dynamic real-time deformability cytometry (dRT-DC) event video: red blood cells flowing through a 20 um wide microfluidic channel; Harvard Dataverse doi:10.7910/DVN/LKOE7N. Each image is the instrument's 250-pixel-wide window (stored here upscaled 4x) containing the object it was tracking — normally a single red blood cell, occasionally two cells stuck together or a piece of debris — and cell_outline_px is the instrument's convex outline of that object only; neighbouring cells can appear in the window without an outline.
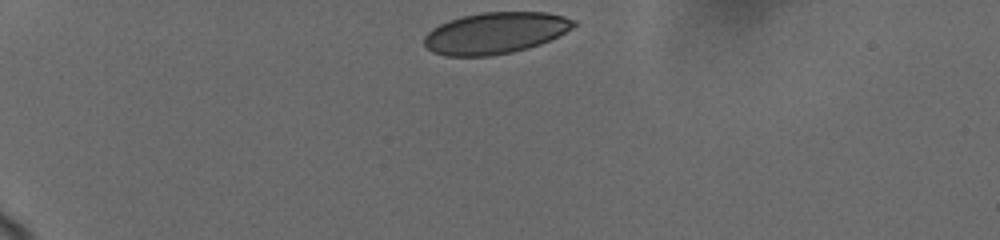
{"species": "human", "species_latin": "Homo sapiens", "temperature_condition": "cold", "stored_images_in_passage": 33, "camera_frame_rate_fps": 3000, "um_per_image_px": 0.085, "donor": {"sex": "female"}, "frame": {"image": 1, "passage_image": 1, "time_ms": 0.0, "image_size_px": [1000, 240], "cell_outline_px": [[576, 24], [572, 28], [540, 44], [512, 52], [492, 56], [444, 56], [432, 52], [424, 44], [424, 36], [432, 28], [448, 20], [460, 16], [480, 12], [544, 12], [564, 16], [576, 20]], "centroid_in_image_um": [42.06, 2.8], "position_along_channel_um": 42.9, "area_um2": 36.13}}
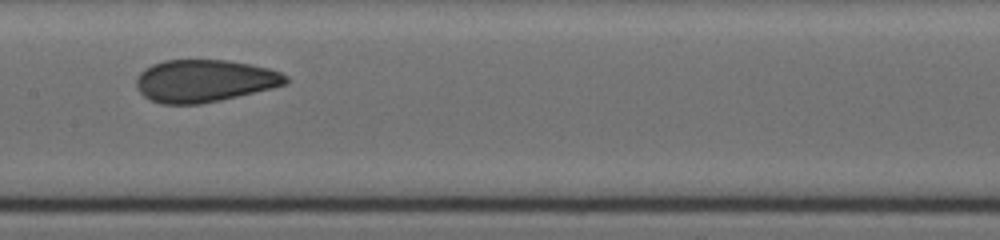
{"frame": {"image": 2, "passage_image": 19, "time_ms": 5.667, "image_size_px": [1000, 240], "cell_outline_px": [[288, 80], [284, 84], [272, 88], [220, 100], [200, 104], [160, 104], [144, 96], [136, 88], [136, 80], [140, 72], [144, 68], [152, 64], [164, 60], [228, 60], [268, 68], [280, 72], [288, 76]], "centroid_in_image_um": [17.34, 6.87], "position_along_channel_um": 190.1, "area_um2": 36.82}}
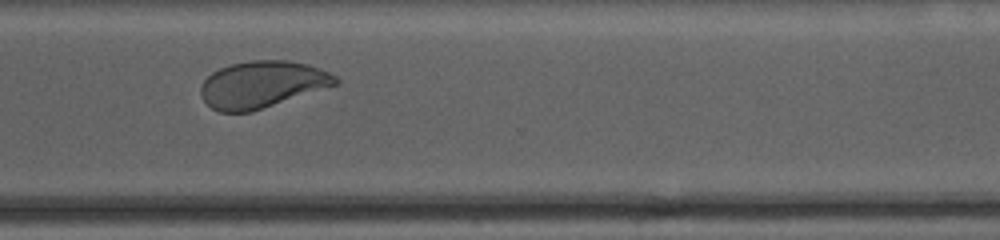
{"frame": {"image": 3, "passage_image": 32, "time_ms": 10.0, "image_size_px": [1000, 240], "cell_outline_px": [[340, 80], [336, 84], [252, 112], [220, 112], [212, 108], [204, 100], [200, 92], [200, 88], [204, 80], [212, 72], [220, 68], [232, 64], [248, 60], [284, 60], [308, 64], [328, 72], [336, 76]], "centroid_in_image_um": [22.25, 7.17], "position_along_channel_um": 348.4, "area_um2": 36.41}}